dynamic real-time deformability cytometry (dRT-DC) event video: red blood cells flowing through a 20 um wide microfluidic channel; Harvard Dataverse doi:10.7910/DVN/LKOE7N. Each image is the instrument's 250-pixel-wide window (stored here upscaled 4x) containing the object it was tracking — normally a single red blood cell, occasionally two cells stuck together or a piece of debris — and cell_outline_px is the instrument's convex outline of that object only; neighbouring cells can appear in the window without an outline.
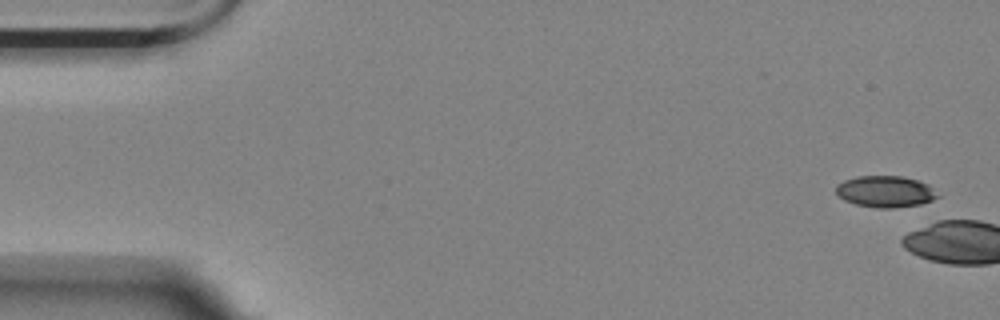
{"species": "Egyptian fruit bat (a non-hibernating species)", "species_latin": "Rousettus aegyptiacus", "temperature_condition": "room temperature", "stored_images_in_passage": 2, "camera_frame_rate_fps": 3000, "um_per_image_px": 0.085, "animal": {"sex": "female"}, "frame": {"image": 1, "passage_image": 1, "time_ms": 0.0, "image_size_px": [1000, 320], "cell_outline_px": [[940, 196], [932, 200], [920, 204], [892, 208], [876, 208], [856, 204], [844, 200], [836, 192], [836, 184], [844, 180], [856, 176], [904, 176], [928, 184]], "centroid_in_image_um": [75.24, 16.27], "position_along_channel_um": 9.8, "area_um2": 18.61}}